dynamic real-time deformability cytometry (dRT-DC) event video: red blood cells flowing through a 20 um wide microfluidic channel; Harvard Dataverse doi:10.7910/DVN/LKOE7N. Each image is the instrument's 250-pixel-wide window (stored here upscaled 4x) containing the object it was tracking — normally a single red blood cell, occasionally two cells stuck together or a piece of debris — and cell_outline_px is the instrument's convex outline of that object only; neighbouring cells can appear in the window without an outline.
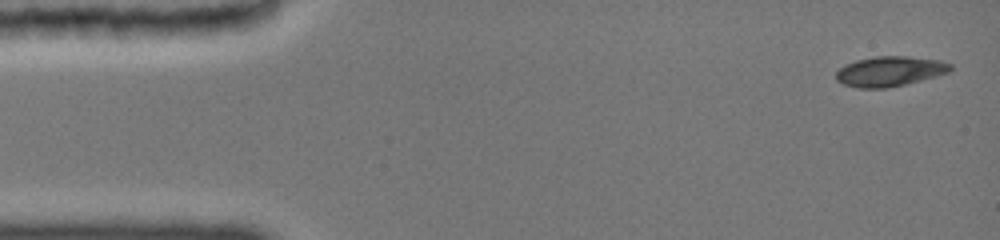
{"species": "common noctule bat (a hibernating species)", "species_latin": "Nyctalus noctula", "temperature_condition": "cold", "stored_images_in_passage": 8, "camera_frame_rate_fps": 3000, "um_per_image_px": 0.085, "animal": {"sex": "female", "body_mass_g": 19.0, "forearm_length_mm": 51.5}, "frame": {"image": 1, "passage_image": 1, "time_ms": 0.0, "image_size_px": [1000, 240], "cell_outline_px": [[952, 68], [948, 72], [936, 76], [888, 88], [856, 88], [844, 84], [836, 80], [836, 72], [844, 64], [856, 60], [876, 56], [908, 56], [940, 60], [952, 64]], "centroid_in_image_um": [75.61, 6.06], "position_along_channel_um": 9.4, "area_um2": 20.0}}
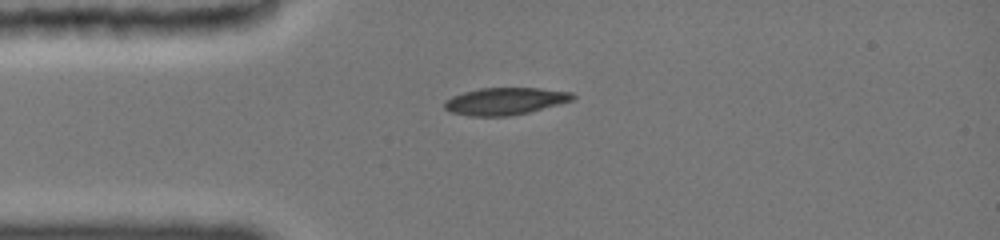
{"frame": {"image": 2, "passage_image": 7, "time_ms": 3.333, "image_size_px": [1000, 240], "cell_outline_px": [[576, 100], [528, 112], [508, 116], [472, 116], [452, 112], [444, 108], [444, 100], [452, 96], [464, 92], [480, 88], [540, 88], [572, 92], [576, 96]], "centroid_in_image_um": [42.97, 8.59], "position_along_channel_um": 42.0, "area_um2": 20.35}}